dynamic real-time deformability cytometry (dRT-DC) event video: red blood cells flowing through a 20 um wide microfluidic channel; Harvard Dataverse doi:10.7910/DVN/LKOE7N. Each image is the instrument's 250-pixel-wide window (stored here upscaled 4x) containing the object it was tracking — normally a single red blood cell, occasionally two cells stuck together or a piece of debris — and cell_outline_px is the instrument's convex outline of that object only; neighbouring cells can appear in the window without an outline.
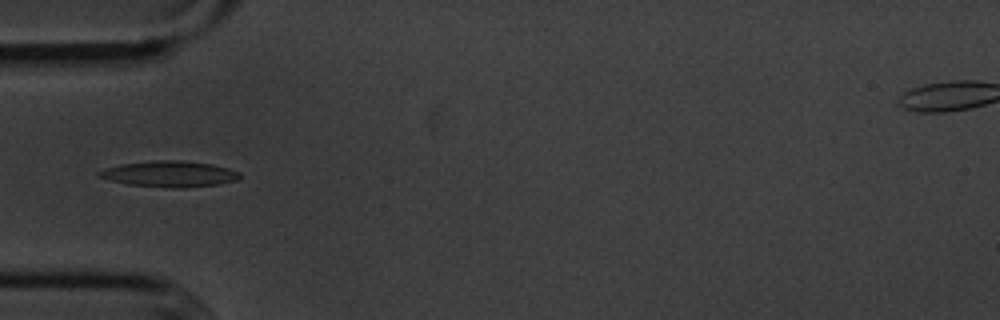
{"species": "common noctule bat (a hibernating species)", "species_latin": "Nyctalus noctula", "temperature_condition": "cold", "stored_images_in_passage": 1, "camera_frame_rate_fps": 3000, "um_per_image_px": 0.085, "animal": {"sex": "male", "body_mass_g": 20.1, "forearm_length_mm": 53.5}, "frame": {"image": 1, "passage_image": 1, "time_ms": 0.0, "image_size_px": [1000, 320], "cell_outline_px": [[240, 180], [216, 184], [184, 188], [172, 188], [128, 184], [96, 176], [96, 172], [104, 168], [120, 164], [156, 160], [184, 160], [212, 164], [228, 168], [240, 172]], "centroid_in_image_um": [14.41, 14.78], "position_along_channel_um": 70.6, "area_um2": 21.39}}